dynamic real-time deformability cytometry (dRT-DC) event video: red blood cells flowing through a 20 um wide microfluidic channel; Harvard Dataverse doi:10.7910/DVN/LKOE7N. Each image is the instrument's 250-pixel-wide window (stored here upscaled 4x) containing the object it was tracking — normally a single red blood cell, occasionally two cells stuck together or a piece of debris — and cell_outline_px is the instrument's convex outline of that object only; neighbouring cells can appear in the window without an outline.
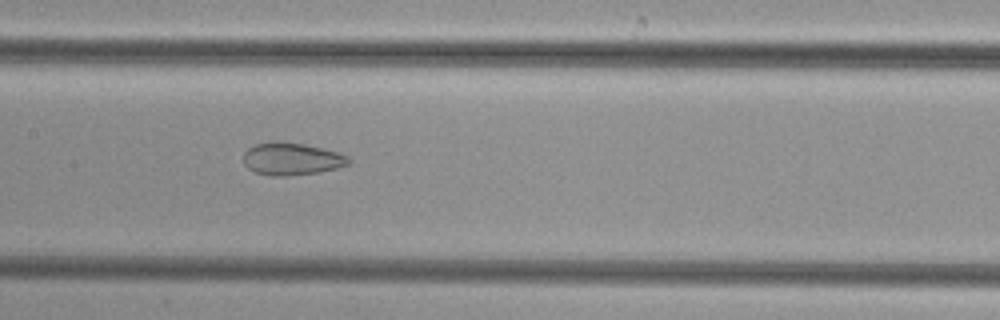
{"species": "common noctule bat (a hibernating species)", "species_latin": "Nyctalus noctula", "temperature_condition": "cold", "stored_images_in_passage": 41, "camera_frame_rate_fps": 3000, "um_per_image_px": 0.085, "animal": {"sex": "female", "body_mass_g": 29.2, "forearm_length_mm": 56.3}, "frame": {"image": 1, "passage_image": 16, "time_ms": 5.0, "image_size_px": [1000, 320], "cell_outline_px": [[352, 160], [348, 164], [336, 168], [320, 172], [288, 176], [272, 176], [256, 172], [248, 168], [244, 164], [244, 152], [248, 148], [256, 144], [272, 140], [276, 140], [304, 144], [340, 152], [348, 156]], "centroid_in_image_um": [24.8, 13.49], "position_along_channel_um": 182.6, "area_um2": 20.11}}
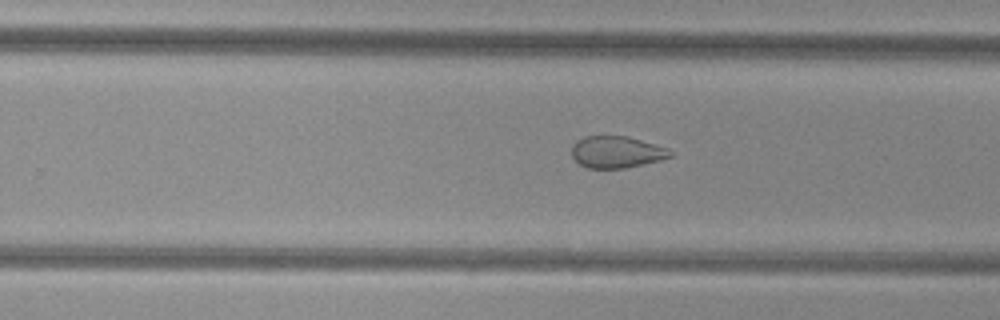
{"frame": {"image": 2, "passage_image": 23, "time_ms": 7.333, "image_size_px": [1000, 320], "cell_outline_px": [[676, 152], [672, 156], [660, 160], [624, 168], [588, 168], [580, 164], [572, 156], [572, 144], [576, 140], [584, 136], [628, 136], [668, 148]], "centroid_in_image_um": [52.42, 12.91], "position_along_channel_um": 277.4, "area_um2": 18.32}}
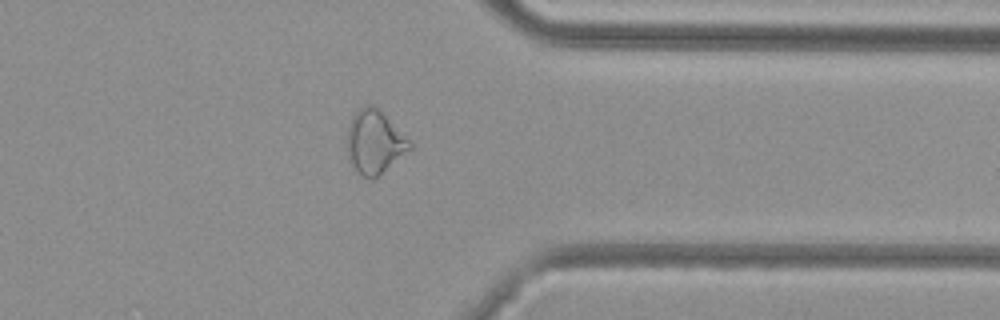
{"frame": {"image": 3, "passage_image": 31, "time_ms": 10.0, "image_size_px": [1000, 320], "cell_outline_px": [[412, 148], [372, 180], [356, 172], [348, 156], [348, 128], [352, 116], [364, 104], [372, 104], [412, 144]], "centroid_in_image_um": [31.8, 12.09], "position_along_channel_um": 379.6, "area_um2": 22.31}}